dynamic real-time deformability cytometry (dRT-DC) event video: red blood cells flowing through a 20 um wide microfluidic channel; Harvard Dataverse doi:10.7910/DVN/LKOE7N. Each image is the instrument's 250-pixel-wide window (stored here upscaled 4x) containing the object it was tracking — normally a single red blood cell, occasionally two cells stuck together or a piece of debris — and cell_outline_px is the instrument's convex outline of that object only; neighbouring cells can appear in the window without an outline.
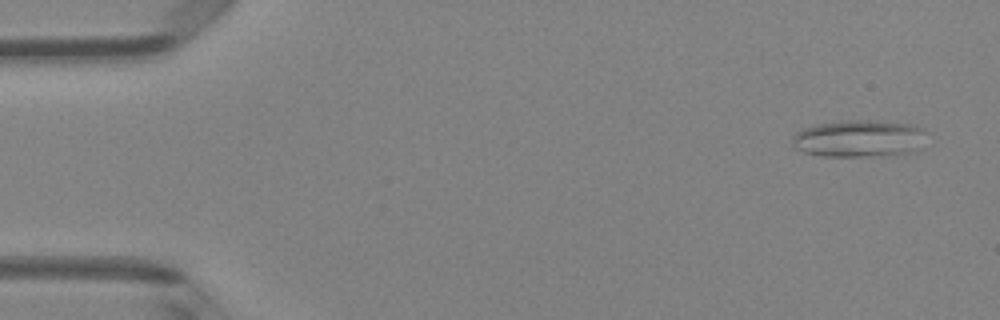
{"species": "Egyptian fruit bat (a non-hibernating species)", "species_latin": "Rousettus aegyptiacus", "temperature_condition": "room temperature", "stored_images_in_passage": 5, "camera_frame_rate_fps": 3000, "um_per_image_px": 0.085, "animal": {"sex": "female"}, "frame": {"image": 1, "passage_image": 1, "time_ms": 0.0, "image_size_px": [1000, 320], "cell_outline_px": [[928, 132], [908, 152], [888, 156], [820, 156], [804, 152], [792, 148], [792, 136], [796, 132], [804, 128], [816, 124], [840, 120], [860, 120], [912, 124], [924, 128]], "centroid_in_image_um": [72.91, 11.77], "position_along_channel_um": 12.1, "area_um2": 28.9}}